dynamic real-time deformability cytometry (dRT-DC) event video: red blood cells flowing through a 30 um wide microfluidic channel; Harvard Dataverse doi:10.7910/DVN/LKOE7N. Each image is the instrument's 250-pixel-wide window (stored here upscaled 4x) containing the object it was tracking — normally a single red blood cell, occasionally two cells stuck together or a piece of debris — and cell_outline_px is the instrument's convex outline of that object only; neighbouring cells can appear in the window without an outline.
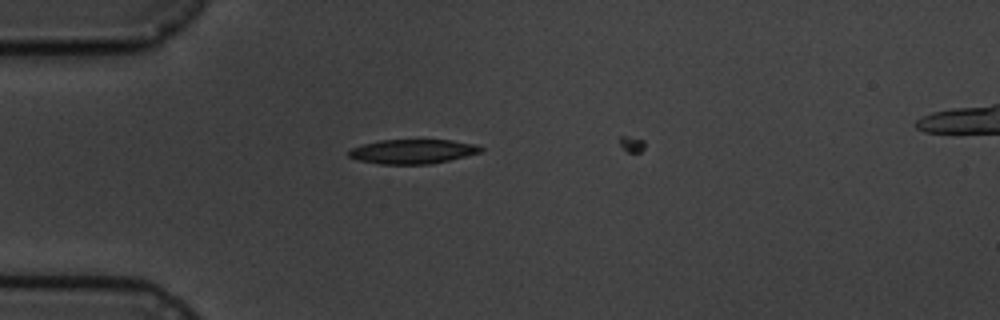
{"species": "common noctule bat (a hibernating species)", "species_latin": "Nyctalus noctula", "temperature_condition": "cold", "stored_images_in_passage": 3, "camera_frame_rate_fps": 3000, "um_per_image_px": 0.085, "animal": {"sex": "male", "body_mass_g": 19.5, "forearm_length_mm": 54.6}, "frame": {"image": 1, "passage_image": 1, "time_ms": 0.0, "image_size_px": [1000, 320], "cell_outline_px": [[484, 148], [480, 152], [432, 164], [380, 164], [360, 160], [348, 156], [348, 152], [352, 148], [364, 144], [380, 140], [452, 140], [476, 144]], "centroid_in_image_um": [35.09, 12.87], "position_along_channel_um": 49.9, "area_um2": 18.55}}